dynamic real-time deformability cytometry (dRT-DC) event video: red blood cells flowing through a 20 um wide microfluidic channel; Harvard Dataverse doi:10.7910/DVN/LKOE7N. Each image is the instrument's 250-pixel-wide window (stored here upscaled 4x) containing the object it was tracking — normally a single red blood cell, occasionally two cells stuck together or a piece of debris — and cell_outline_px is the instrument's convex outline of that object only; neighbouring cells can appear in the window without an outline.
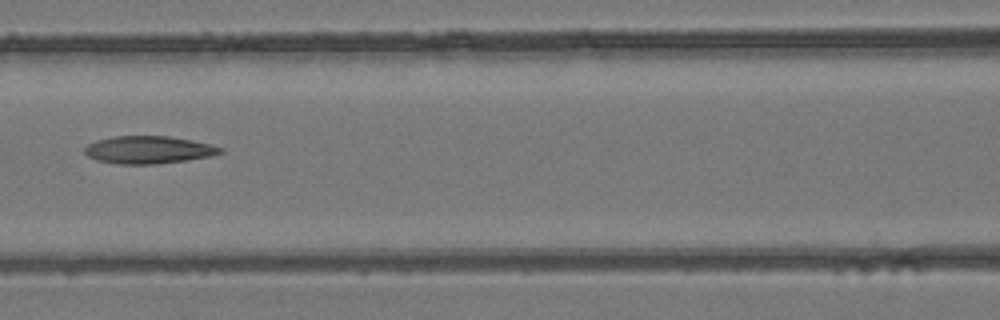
{"species": "common noctule bat (a hibernating species)", "species_latin": "Nyctalus noctula", "temperature_condition": "room temperature", "stored_images_in_passage": 7, "camera_frame_rate_fps": 3000, "um_per_image_px": 0.085, "animal": {"sex": "female", "body_mass_g": 24.6, "forearm_length_mm": 56.2}, "frame": {"image": 1, "passage_image": 7, "time_ms": 2.0, "image_size_px": [1000, 320], "cell_outline_px": [[224, 152], [212, 156], [156, 164], [120, 164], [96, 160], [88, 156], [84, 152], [84, 148], [88, 144], [96, 140], [112, 136], [168, 136], [192, 140], [212, 144], [224, 148]], "centroid_in_image_um": [12.64, 12.73], "position_along_channel_um": 154.0, "area_um2": 21.91}}